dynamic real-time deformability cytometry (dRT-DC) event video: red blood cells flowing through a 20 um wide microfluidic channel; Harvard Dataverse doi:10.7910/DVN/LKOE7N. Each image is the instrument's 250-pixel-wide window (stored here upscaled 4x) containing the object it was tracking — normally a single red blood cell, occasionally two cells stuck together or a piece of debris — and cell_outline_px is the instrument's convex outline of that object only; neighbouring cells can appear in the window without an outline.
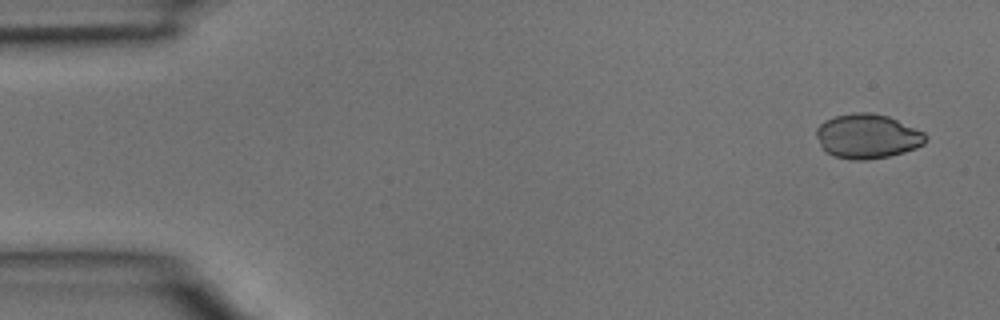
{"species": "common noctule bat (a hibernating species)", "species_latin": "Nyctalus noctula", "temperature_condition": "room temperature", "stored_images_in_passage": 4, "camera_frame_rate_fps": 3000, "um_per_image_px": 0.085, "animal": {"sex": "male", "body_mass_g": 15.6}, "frame": {"image": 1, "passage_image": 1, "time_ms": 0.0, "image_size_px": [1000, 320], "cell_outline_px": [[928, 140], [924, 144], [916, 148], [904, 152], [888, 156], [864, 160], [852, 160], [832, 156], [820, 144], [816, 136], [816, 128], [824, 120], [836, 116], [852, 112], [872, 112], [888, 116], [924, 132], [928, 136]], "centroid_in_image_um": [73.74, 11.57], "position_along_channel_um": 11.3, "area_um2": 28.44}}
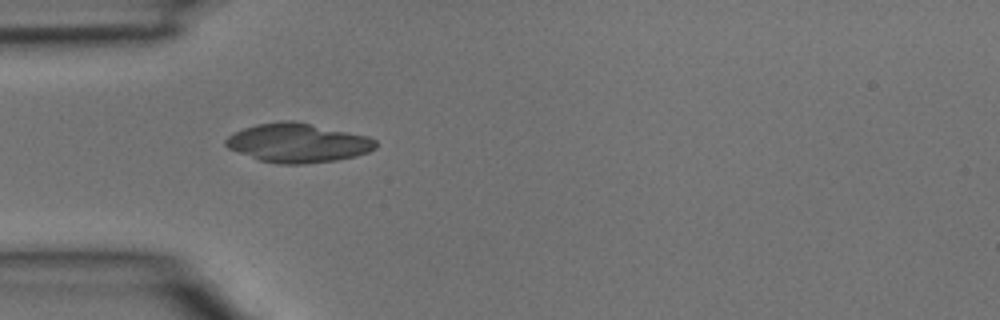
{"frame": {"image": 2, "passage_image": 4, "time_ms": 1.0, "image_size_px": [1000, 320], "cell_outline_px": [[376, 148], [368, 152], [356, 156], [336, 160], [304, 164], [280, 164], [260, 160], [228, 148], [224, 144], [224, 140], [228, 136], [244, 128], [256, 124], [284, 120], [296, 120], [368, 136], [376, 140]], "centroid_in_image_um": [25.33, 12.14], "position_along_channel_um": 59.7, "area_um2": 34.16}}